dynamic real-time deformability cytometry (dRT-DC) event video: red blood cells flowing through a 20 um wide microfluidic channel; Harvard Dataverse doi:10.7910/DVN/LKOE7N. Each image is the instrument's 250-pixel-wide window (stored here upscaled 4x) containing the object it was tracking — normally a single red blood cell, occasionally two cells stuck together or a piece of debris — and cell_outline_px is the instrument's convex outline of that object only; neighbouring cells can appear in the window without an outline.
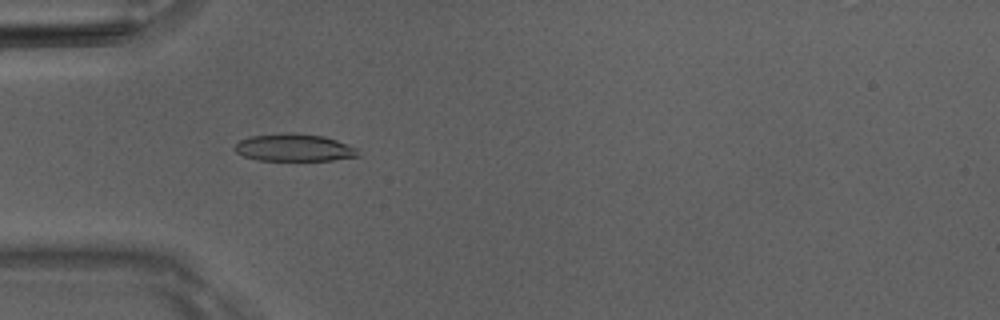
{"species": "Egyptian fruit bat (a non-hibernating species)", "species_latin": "Rousettus aegyptiacus", "temperature_condition": "room temperature", "stored_images_in_passage": 50, "camera_frame_rate_fps": 3000, "um_per_image_px": 0.085, "animal": {"sex": "male"}, "frame": {"image": 1, "passage_image": 15, "time_ms": 4.667, "image_size_px": [1000, 320], "cell_outline_px": [[360, 156], [332, 160], [260, 160], [244, 156], [236, 152], [232, 148], [240, 140], [252, 136], [324, 136], [348, 144], [356, 148]], "centroid_in_image_um": [25.03, 12.61], "position_along_channel_um": 60.0, "area_um2": 18.55}}
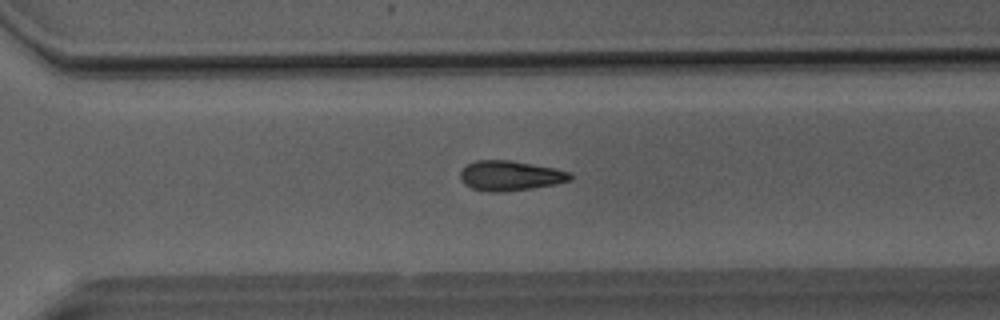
{"frame": {"image": 2, "passage_image": 35, "time_ms": 11.333, "image_size_px": [1000, 320], "cell_outline_px": [[572, 180], [556, 184], [532, 188], [500, 192], [488, 192], [472, 188], [464, 184], [460, 180], [460, 172], [468, 164], [476, 160], [512, 160], [556, 168], [572, 172]], "centroid_in_image_um": [43.39, 14.93], "position_along_channel_um": 327.2, "area_um2": 19.36}}
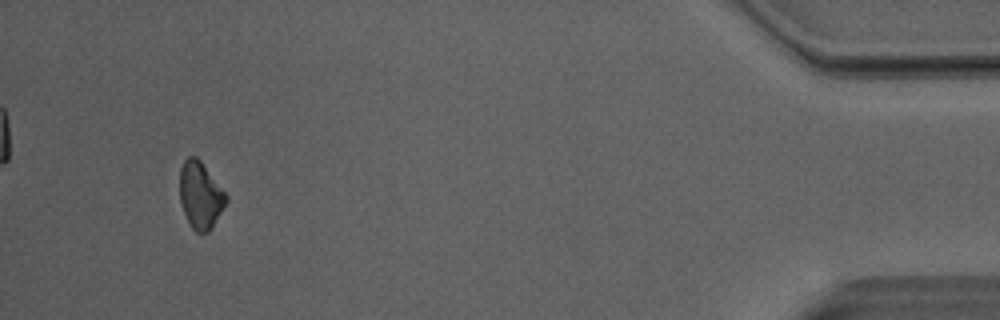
{"frame": {"image": 3, "passage_image": 47, "time_ms": 15.333, "image_size_px": [1000, 320], "cell_outline_px": [[228, 200], [212, 228], [208, 232], [196, 232], [192, 228], [184, 212], [180, 200], [180, 168], [184, 160], [188, 156], [196, 156], [200, 160], [228, 196]], "centroid_in_image_um": [17.04, 16.59], "position_along_channel_um": 418.2, "area_um2": 17.92}, "authors_computed_cell_mechanics": {"area_um2": 19.1318, "velocity_mm_per_s": 4.076, "shape_relaxation_time_tau1_ms": 9.0383, "shape_relaxation_time_tau2_ms": null, "deformation_change_tau1": 0.1674, "deformation_change_tau2": null}}